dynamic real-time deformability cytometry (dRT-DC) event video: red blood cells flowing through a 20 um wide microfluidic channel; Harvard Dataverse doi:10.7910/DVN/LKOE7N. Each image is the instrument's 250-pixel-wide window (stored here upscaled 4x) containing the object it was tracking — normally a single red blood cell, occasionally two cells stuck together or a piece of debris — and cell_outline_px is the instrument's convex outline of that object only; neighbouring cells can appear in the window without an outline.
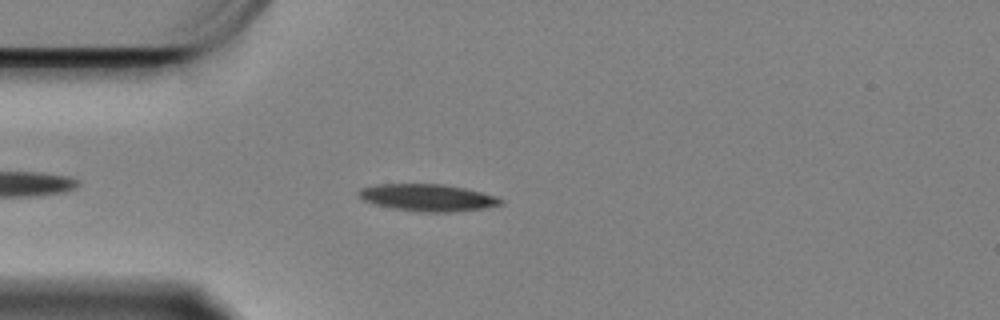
{"species": "Egyptian fruit bat (a non-hibernating species)", "species_latin": "Rousettus aegyptiacus", "temperature_condition": "cold", "stored_images_in_passage": 22, "camera_frame_rate_fps": 3000, "um_per_image_px": 0.085, "animal": {"sex": "female"}, "frame": {"image": 1, "passage_image": 6, "time_ms": 1.667, "image_size_px": [1000, 320], "cell_outline_px": [[504, 204], [484, 208], [456, 212], [420, 212], [392, 208], [376, 204], [364, 200], [360, 196], [360, 188], [380, 184], [444, 184], [464, 188], [496, 196], [504, 200]], "centroid_in_image_um": [36.41, 16.8], "position_along_channel_um": 48.6, "area_um2": 22.25}}
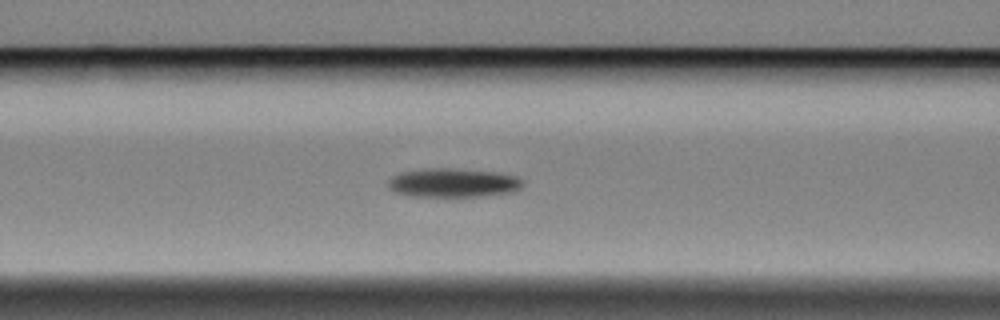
{"frame": {"image": 2, "passage_image": 14, "time_ms": 4.333, "image_size_px": [1000, 320], "cell_outline_px": [[524, 184], [520, 188], [512, 192], [484, 196], [412, 196], [396, 192], [388, 188], [388, 180], [392, 176], [404, 172], [432, 168], [448, 168], [496, 172], [516, 176], [524, 180]], "centroid_in_image_um": [38.55, 15.54], "position_along_channel_um": 128.0, "area_um2": 22.54}}
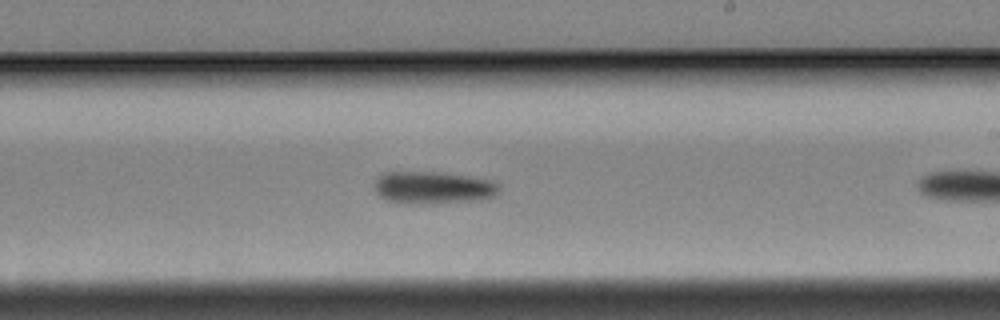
{"frame": {"image": 3, "passage_image": 21, "time_ms": 6.667, "image_size_px": [1000, 320], "cell_outline_px": [[500, 188], [496, 196], [480, 200], [428, 204], [396, 204], [380, 196], [376, 192], [372, 184], [384, 172], [436, 172], [492, 180], [500, 184]], "centroid_in_image_um": [36.8, 15.97], "position_along_channel_um": 252.2, "area_um2": 23.87}}